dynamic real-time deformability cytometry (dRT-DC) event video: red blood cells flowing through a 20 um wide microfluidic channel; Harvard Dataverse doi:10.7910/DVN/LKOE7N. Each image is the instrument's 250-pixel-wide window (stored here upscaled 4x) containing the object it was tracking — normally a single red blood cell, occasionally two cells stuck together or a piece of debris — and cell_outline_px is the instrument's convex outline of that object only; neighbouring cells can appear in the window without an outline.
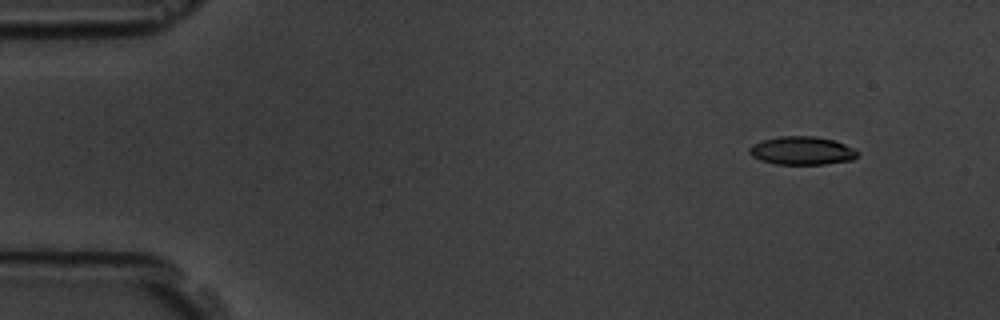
{"species": "common noctule bat (a hibernating species)", "species_latin": "Nyctalus noctula", "temperature_condition": "room temperature", "stored_images_in_passage": 10, "camera_frame_rate_fps": 3000, "um_per_image_px": 0.085, "animal": {"sex": "male", "body_mass_g": 19.5, "forearm_length_mm": 54.6}, "frame": {"image": 1, "passage_image": 1, "time_ms": 0.0, "image_size_px": [1000, 320], "cell_outline_px": [[860, 152], [852, 160], [828, 164], [776, 164], [760, 160], [752, 156], [748, 152], [748, 148], [752, 144], [764, 140], [780, 136], [816, 136], [832, 140], [856, 148]], "centroid_in_image_um": [68.18, 12.81], "position_along_channel_um": 16.8, "area_um2": 17.92}}
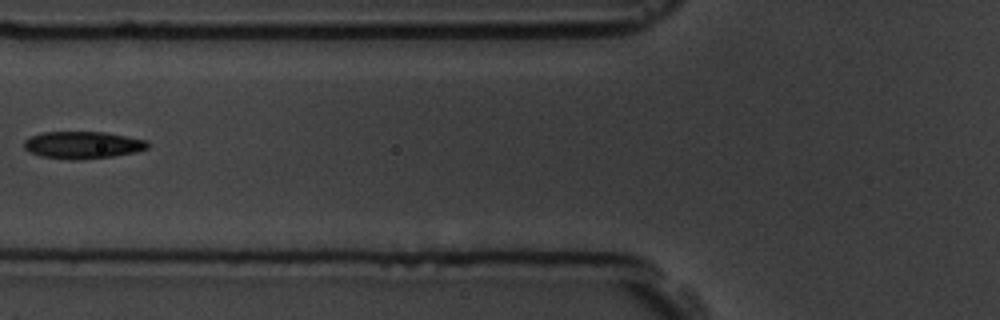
{"frame": {"image": 2, "passage_image": 6, "time_ms": 5.667, "image_size_px": [1000, 320], "cell_outline_px": [[148, 148], [136, 152], [112, 156], [72, 160], [40, 156], [28, 152], [24, 148], [24, 140], [32, 136], [44, 132], [104, 132], [148, 140]], "centroid_in_image_um": [7.02, 12.32], "position_along_channel_um": 118.8, "area_um2": 19.54}}
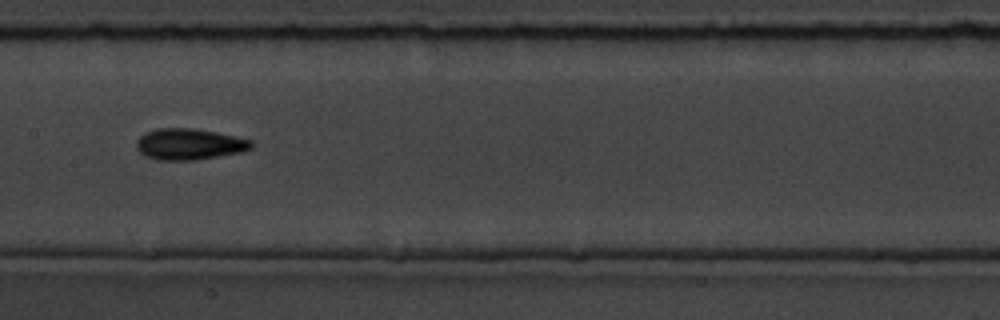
{"frame": {"image": 3, "passage_image": 8, "time_ms": 7.667, "image_size_px": [1000, 320], "cell_outline_px": [[252, 148], [240, 152], [196, 160], [160, 160], [144, 156], [136, 148], [136, 140], [144, 132], [156, 128], [192, 128], [216, 132], [252, 140]], "centroid_in_image_um": [16.04, 12.25], "position_along_channel_um": 191.4, "area_um2": 20.92}}